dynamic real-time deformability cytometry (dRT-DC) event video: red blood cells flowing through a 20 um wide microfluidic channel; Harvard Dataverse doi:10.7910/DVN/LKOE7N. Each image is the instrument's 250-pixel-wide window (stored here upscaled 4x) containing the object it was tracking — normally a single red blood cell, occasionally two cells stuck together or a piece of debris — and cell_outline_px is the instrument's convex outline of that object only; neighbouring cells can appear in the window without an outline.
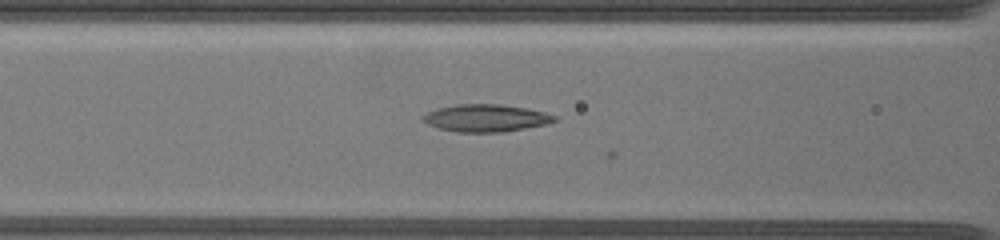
{"species": "common noctule bat (a hibernating species)", "species_latin": "Nyctalus noctula", "temperature_condition": "warm", "stored_images_in_passage": 12, "camera_frame_rate_fps": 3000, "um_per_image_px": 0.085, "animal": {"sex": "female", "body_mass_g": 19.5, "forearm_length_mm": 54.1}, "frame": {"image": 1, "passage_image": 5, "time_ms": 2.333, "image_size_px": [1000, 240], "cell_outline_px": [[556, 120], [548, 124], [504, 132], [460, 132], [436, 128], [428, 124], [424, 120], [424, 116], [428, 112], [440, 108], [456, 104], [500, 104], [528, 108], [544, 112], [556, 116]], "centroid_in_image_um": [41.35, 10.04], "position_along_channel_um": 125.3, "area_um2": 20.87}}
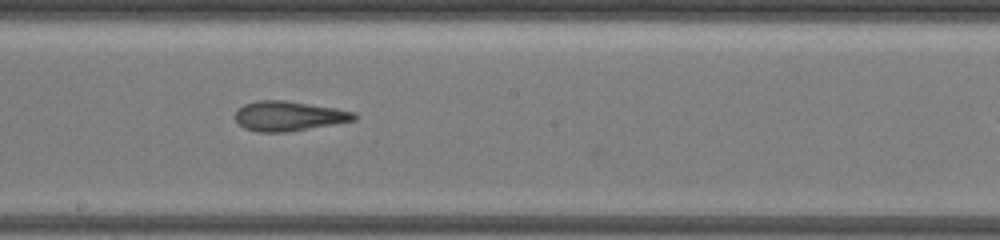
{"frame": {"image": 2, "passage_image": 9, "time_ms": 5.0, "image_size_px": [1000, 240], "cell_outline_px": [[356, 120], [288, 132], [256, 132], [244, 128], [236, 120], [236, 108], [244, 104], [256, 100], [284, 100], [336, 108], [356, 112]], "centroid_in_image_um": [24.52, 9.86], "position_along_channel_um": 223.7, "area_um2": 20.69}}
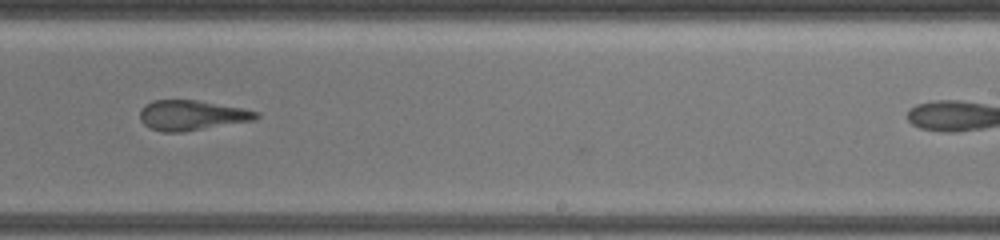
{"frame": {"image": 3, "passage_image": 11, "time_ms": 6.333, "image_size_px": [1000, 240], "cell_outline_px": [[260, 116], [256, 120], [184, 132], [164, 132], [152, 128], [144, 124], [140, 120], [140, 108], [144, 104], [152, 100], [196, 100], [244, 108], [260, 112]], "centroid_in_image_um": [16.32, 9.79], "position_along_channel_um": 272.7, "area_um2": 20.58}}